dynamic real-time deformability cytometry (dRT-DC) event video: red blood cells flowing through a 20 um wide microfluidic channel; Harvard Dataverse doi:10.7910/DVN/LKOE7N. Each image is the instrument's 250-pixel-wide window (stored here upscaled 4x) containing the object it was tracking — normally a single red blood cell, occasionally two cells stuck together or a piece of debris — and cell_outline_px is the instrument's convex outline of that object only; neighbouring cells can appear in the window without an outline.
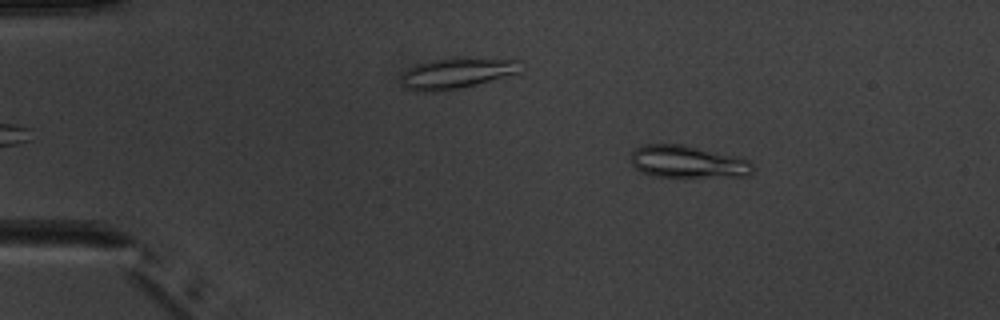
{"species": "common noctule bat (a hibernating species)", "species_latin": "Nyctalus noctula", "temperature_condition": "warm", "stored_images_in_passage": 4, "camera_frame_rate_fps": 3000, "um_per_image_px": 0.085, "animal": {"sex": "male", "body_mass_g": 20.1, "forearm_length_mm": 53.5}, "frame": {"image": 1, "passage_image": 2, "time_ms": 1.0, "image_size_px": [1000, 320], "cell_outline_px": [[752, 172], [748, 176], [652, 176], [640, 172], [632, 164], [632, 152], [636, 148], [644, 144], [684, 144], [736, 156], [748, 160], [752, 164]], "centroid_in_image_um": [58.43, 13.74], "position_along_channel_um": 26.6, "area_um2": 22.77}}